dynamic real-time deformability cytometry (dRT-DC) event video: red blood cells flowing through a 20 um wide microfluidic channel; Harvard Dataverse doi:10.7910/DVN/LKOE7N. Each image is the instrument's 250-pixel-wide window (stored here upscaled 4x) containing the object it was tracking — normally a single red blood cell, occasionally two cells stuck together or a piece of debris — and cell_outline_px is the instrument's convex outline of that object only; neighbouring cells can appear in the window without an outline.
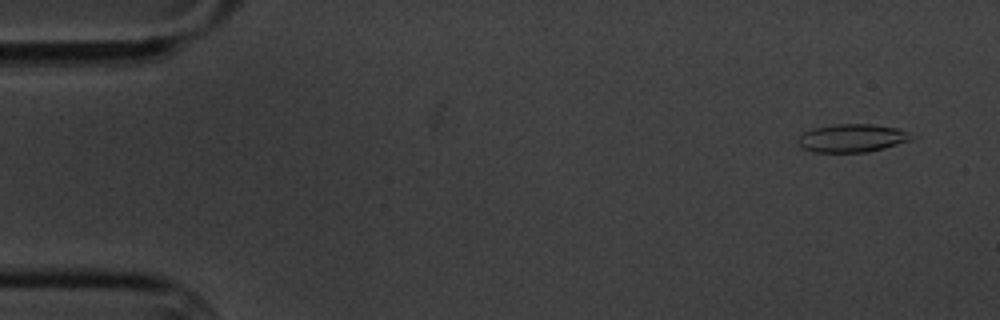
{"species": "common noctule bat (a hibernating species)", "species_latin": "Nyctalus noctula", "temperature_condition": "cold", "stored_images_in_passage": 5, "camera_frame_rate_fps": 3000, "um_per_image_px": 0.085, "animal": {"sex": "male", "body_mass_g": 20.1, "forearm_length_mm": 53.5}, "frame": {"image": 1, "passage_image": 1, "time_ms": 0.0, "image_size_px": [1000, 320], "cell_outline_px": [[920, 136], [912, 140], [884, 148], [868, 152], [812, 152], [800, 148], [796, 140], [804, 132], [812, 128], [836, 124], [872, 124], [896, 128]], "centroid_in_image_um": [72.44, 11.74], "position_along_channel_um": 12.6, "area_um2": 18.9}}
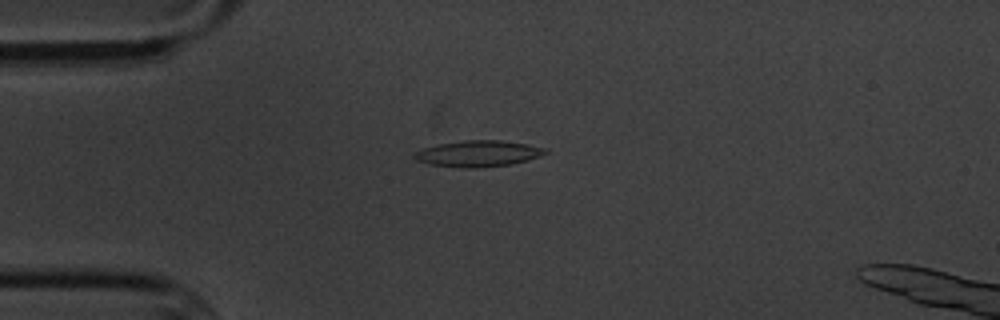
{"frame": {"image": 2, "passage_image": 4, "time_ms": 3.667, "image_size_px": [1000, 320], "cell_outline_px": [[548, 152], [540, 156], [528, 160], [512, 164], [468, 168], [432, 164], [416, 160], [412, 156], [416, 152], [424, 148], [436, 144], [464, 140], [500, 140], [528, 144], [548, 148]], "centroid_in_image_um": [40.69, 13.04], "position_along_channel_um": 44.3, "area_um2": 19.83}}